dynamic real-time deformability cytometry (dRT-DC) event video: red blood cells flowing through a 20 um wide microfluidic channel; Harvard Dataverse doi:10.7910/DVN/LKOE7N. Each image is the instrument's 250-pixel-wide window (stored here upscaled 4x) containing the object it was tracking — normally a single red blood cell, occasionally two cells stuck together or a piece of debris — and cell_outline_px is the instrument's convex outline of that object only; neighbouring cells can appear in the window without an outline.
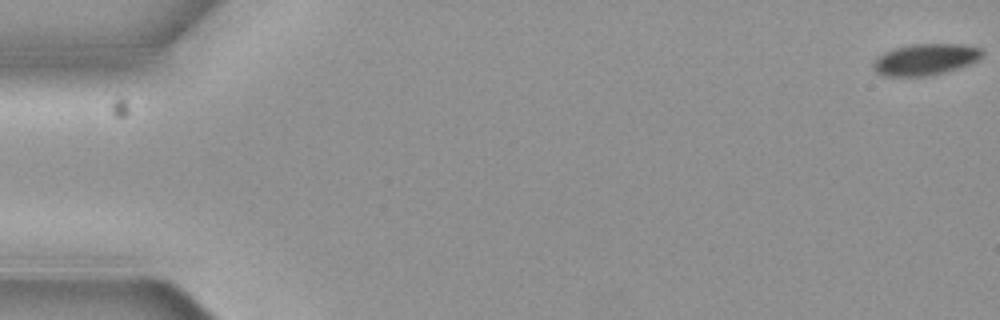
{"species": "common noctule bat (a hibernating species)", "species_latin": "Nyctalus noctula", "temperature_condition": "cold", "stored_images_in_passage": 5, "camera_frame_rate_fps": 3000, "um_per_image_px": 0.085, "animal": {"sex": "female", "body_mass_g": 19.3, "forearm_length_mm": 54.1}, "frame": {"image": 1, "passage_image": 1, "time_ms": 0.0, "image_size_px": [1000, 320], "cell_outline_px": [[984, 52], [976, 60], [968, 64], [932, 76], [884, 76], [876, 72], [872, 68], [872, 64], [876, 56], [884, 52], [896, 48], [912, 44], [964, 44], [980, 48]], "centroid_in_image_um": [78.6, 5.05], "position_along_channel_um": 6.4, "area_um2": 19.88}}
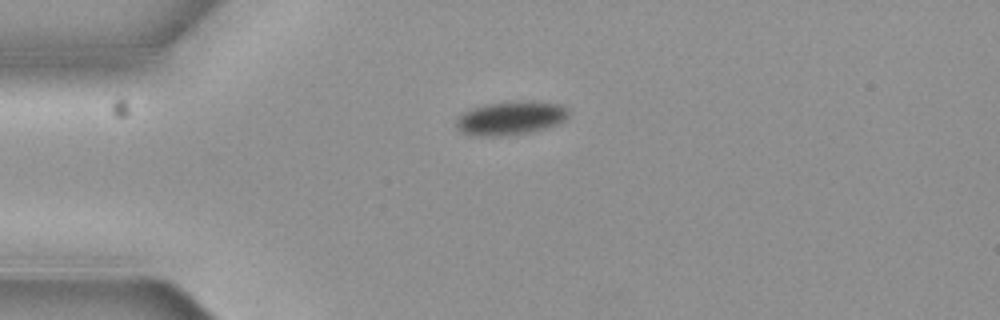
{"frame": {"image": 2, "passage_image": 4, "time_ms": 1.0, "image_size_px": [1000, 320], "cell_outline_px": [[568, 116], [564, 120], [556, 124], [544, 128], [528, 132], [500, 136], [488, 136], [464, 132], [456, 124], [456, 116], [472, 108], [484, 104], [516, 100], [528, 100], [564, 104], [568, 108]], "centroid_in_image_um": [43.45, 9.99], "position_along_channel_um": 41.6, "area_um2": 21.96}}